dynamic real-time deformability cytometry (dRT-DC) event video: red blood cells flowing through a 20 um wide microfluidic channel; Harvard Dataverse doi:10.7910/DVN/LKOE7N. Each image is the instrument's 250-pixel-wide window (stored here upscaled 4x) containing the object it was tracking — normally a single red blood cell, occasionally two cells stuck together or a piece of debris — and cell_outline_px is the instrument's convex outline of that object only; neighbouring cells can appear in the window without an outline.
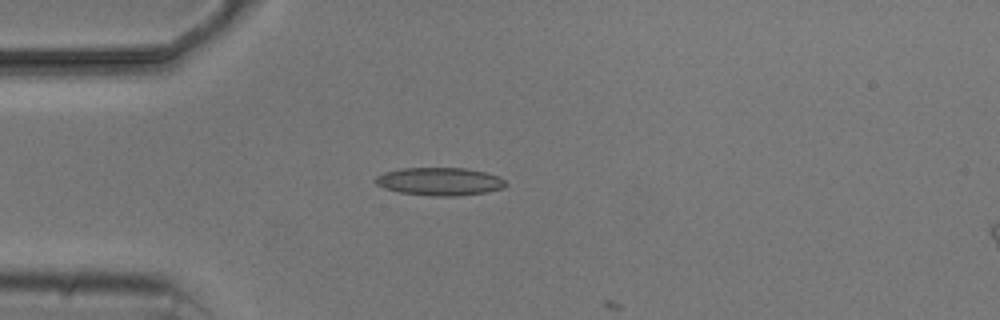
{"species": "common noctule bat (a hibernating species)", "species_latin": "Nyctalus noctula", "temperature_condition": "cold", "stored_images_in_passage": 4, "camera_frame_rate_fps": 3000, "um_per_image_px": 0.085, "animal": {"sex": "male", "body_mass_g": 20.5, "forearm_length_mm": 52.5}, "frame": {"image": 1, "passage_image": 3, "time_ms": 3.667, "image_size_px": [1000, 320], "cell_outline_px": [[508, 184], [504, 188], [484, 192], [456, 196], [436, 196], [400, 192], [384, 188], [376, 184], [372, 180], [376, 176], [384, 172], [404, 168], [464, 168], [484, 172], [500, 176]], "centroid_in_image_um": [37.37, 15.42], "position_along_channel_um": 47.6, "area_um2": 21.15}}